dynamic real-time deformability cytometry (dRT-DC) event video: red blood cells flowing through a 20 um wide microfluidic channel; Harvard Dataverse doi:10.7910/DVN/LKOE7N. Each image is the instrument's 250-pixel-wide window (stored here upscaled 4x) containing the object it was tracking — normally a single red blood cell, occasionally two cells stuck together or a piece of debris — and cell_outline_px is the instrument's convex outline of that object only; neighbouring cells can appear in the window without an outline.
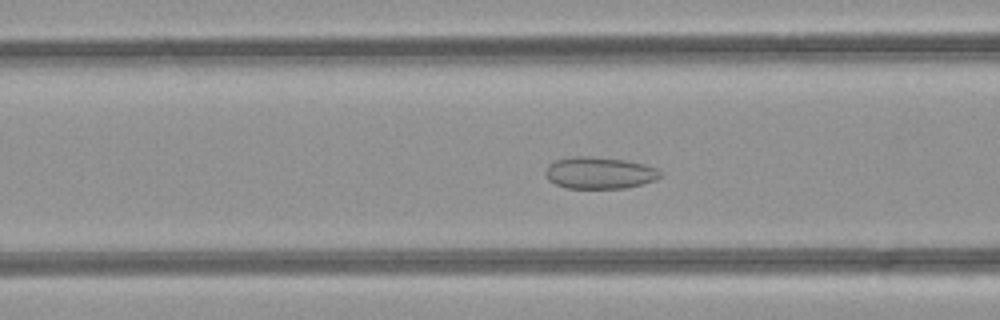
{"species": "common noctule bat (a hibernating species)", "species_latin": "Nyctalus noctula", "temperature_condition": "room temperature", "stored_images_in_passage": 42, "camera_frame_rate_fps": 3000, "um_per_image_px": 0.085, "animal": {"sex": "female", "body_mass_g": 21.9}, "frame": {"image": 1, "passage_image": 19, "time_ms": 6.0, "image_size_px": [1000, 320], "cell_outline_px": [[664, 176], [656, 180], [644, 184], [624, 188], [568, 188], [556, 184], [548, 180], [544, 172], [548, 164], [556, 160], [576, 156], [588, 156], [624, 160], [644, 164], [656, 168], [664, 172]], "centroid_in_image_um": [51.0, 14.7], "position_along_channel_um": 115.6, "area_um2": 21.44}}
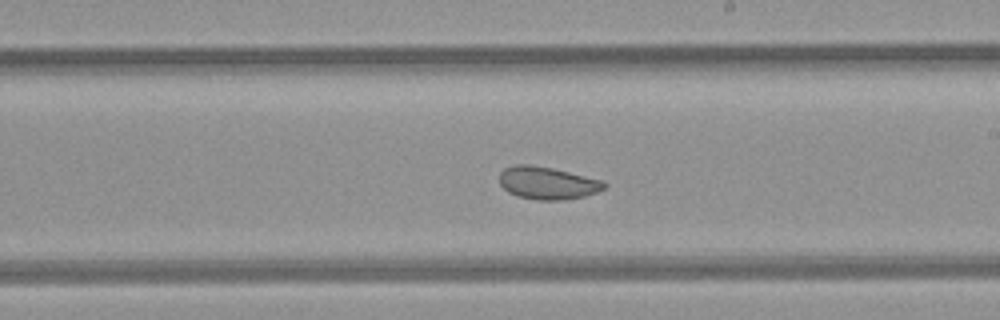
{"frame": {"image": 2, "passage_image": 28, "time_ms": 9.0, "image_size_px": [1000, 320], "cell_outline_px": [[608, 184], [604, 188], [596, 192], [584, 196], [564, 200], [536, 200], [516, 196], [508, 192], [500, 184], [500, 172], [504, 168], [516, 164], [528, 164], [552, 168], [600, 180]], "centroid_in_image_um": [46.49, 15.56], "position_along_channel_um": 242.5, "area_um2": 19.77}}
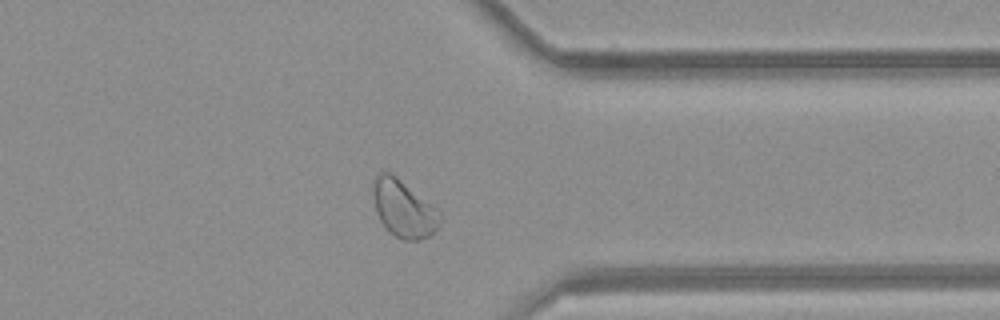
{"frame": {"image": 3, "passage_image": 38, "time_ms": 12.333, "image_size_px": [1000, 320], "cell_outline_px": [[440, 224], [428, 236], [420, 240], [404, 240], [388, 232], [380, 220], [376, 212], [372, 192], [372, 180], [380, 172], [392, 172], [440, 212]], "centroid_in_image_um": [34.26, 17.72], "position_along_channel_um": 377.1, "area_um2": 22.2}, "authors_computed_cell_mechanics": {"area_um2": 21.9351, "velocity_mm_per_s": 4.223, "shape_relaxation_time_tau1_ms": null, "shape_relaxation_time_tau2_ms": 1.2461, "deformation_change_tau1": null, "deformation_change_tau2": 0.0589}}